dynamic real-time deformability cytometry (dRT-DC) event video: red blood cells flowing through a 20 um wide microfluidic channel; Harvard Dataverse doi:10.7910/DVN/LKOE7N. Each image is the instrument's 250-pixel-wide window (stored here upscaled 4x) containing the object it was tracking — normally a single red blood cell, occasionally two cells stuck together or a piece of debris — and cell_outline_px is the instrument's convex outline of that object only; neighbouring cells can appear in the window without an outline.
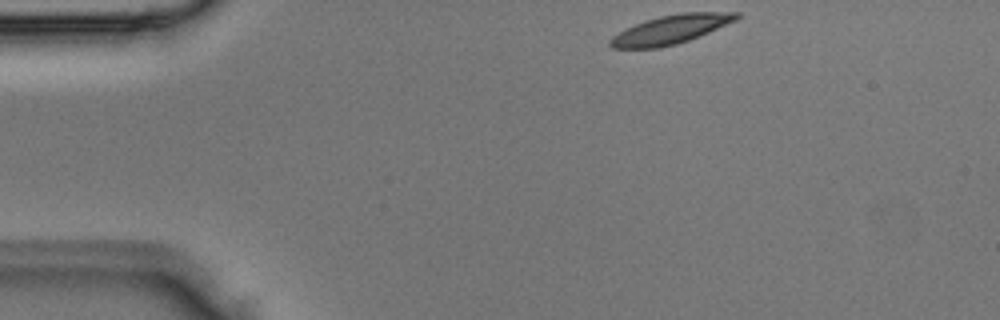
{"species": "Egyptian fruit bat (a non-hibernating species)", "species_latin": "Rousettus aegyptiacus", "temperature_condition": "room temperature", "stored_images_in_passage": 4, "segment_of_instrument_passage": [2, 2], "camera_frame_rate_fps": 3000, "um_per_image_px": 0.085, "animal": {"sex": "male"}, "frame": {"image": 1, "passage_image": 4, "time_ms": 1.0, "image_size_px": [1000, 320], "cell_outline_px": [[740, 16], [736, 20], [708, 32], [688, 40], [676, 44], [660, 48], [612, 48], [608, 44], [608, 40], [612, 36], [636, 24], [660, 16], [680, 12], [740, 12]], "centroid_in_image_um": [57.01, 2.51], "position_along_channel_um": 28.0, "area_um2": 20.92}}